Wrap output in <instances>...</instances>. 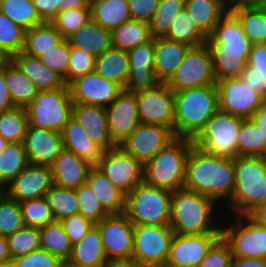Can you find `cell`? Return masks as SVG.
<instances>
[{"mask_svg": "<svg viewBox=\"0 0 266 267\" xmlns=\"http://www.w3.org/2000/svg\"><path fill=\"white\" fill-rule=\"evenodd\" d=\"M217 110L216 85L175 92L173 126L175 137L194 140Z\"/></svg>", "mask_w": 266, "mask_h": 267, "instance_id": "277c9868", "label": "cell"}, {"mask_svg": "<svg viewBox=\"0 0 266 267\" xmlns=\"http://www.w3.org/2000/svg\"><path fill=\"white\" fill-rule=\"evenodd\" d=\"M28 165L23 143L9 142L0 152V184L6 187Z\"/></svg>", "mask_w": 266, "mask_h": 267, "instance_id": "60d3db41", "label": "cell"}, {"mask_svg": "<svg viewBox=\"0 0 266 267\" xmlns=\"http://www.w3.org/2000/svg\"><path fill=\"white\" fill-rule=\"evenodd\" d=\"M11 60L39 91L60 89L66 85L64 79L58 73L52 71L37 57L21 51L13 56Z\"/></svg>", "mask_w": 266, "mask_h": 267, "instance_id": "484cf974", "label": "cell"}, {"mask_svg": "<svg viewBox=\"0 0 266 267\" xmlns=\"http://www.w3.org/2000/svg\"><path fill=\"white\" fill-rule=\"evenodd\" d=\"M189 48L165 37H155L154 71L163 83L176 72Z\"/></svg>", "mask_w": 266, "mask_h": 267, "instance_id": "f1b7e54d", "label": "cell"}, {"mask_svg": "<svg viewBox=\"0 0 266 267\" xmlns=\"http://www.w3.org/2000/svg\"><path fill=\"white\" fill-rule=\"evenodd\" d=\"M238 156L266 157V135L251 120L242 121L237 136Z\"/></svg>", "mask_w": 266, "mask_h": 267, "instance_id": "7bdbcfd3", "label": "cell"}, {"mask_svg": "<svg viewBox=\"0 0 266 267\" xmlns=\"http://www.w3.org/2000/svg\"><path fill=\"white\" fill-rule=\"evenodd\" d=\"M234 220L229 221V227L225 223L221 228V237L229 245L232 258L266 260V228L250 215H237Z\"/></svg>", "mask_w": 266, "mask_h": 267, "instance_id": "30bf717a", "label": "cell"}, {"mask_svg": "<svg viewBox=\"0 0 266 267\" xmlns=\"http://www.w3.org/2000/svg\"><path fill=\"white\" fill-rule=\"evenodd\" d=\"M73 103L108 107L122 92L116 82L98 75L95 71L73 80L69 85Z\"/></svg>", "mask_w": 266, "mask_h": 267, "instance_id": "ac0fdd59", "label": "cell"}, {"mask_svg": "<svg viewBox=\"0 0 266 267\" xmlns=\"http://www.w3.org/2000/svg\"><path fill=\"white\" fill-rule=\"evenodd\" d=\"M79 204V214L92 221L100 222L109 214L101 206L90 186L86 183L75 189Z\"/></svg>", "mask_w": 266, "mask_h": 267, "instance_id": "f5cc1de1", "label": "cell"}, {"mask_svg": "<svg viewBox=\"0 0 266 267\" xmlns=\"http://www.w3.org/2000/svg\"><path fill=\"white\" fill-rule=\"evenodd\" d=\"M170 41L196 47L207 42L208 37L195 25L187 10L182 9L164 36Z\"/></svg>", "mask_w": 266, "mask_h": 267, "instance_id": "ab89813d", "label": "cell"}, {"mask_svg": "<svg viewBox=\"0 0 266 267\" xmlns=\"http://www.w3.org/2000/svg\"><path fill=\"white\" fill-rule=\"evenodd\" d=\"M239 20L245 36L253 44L266 43V7H241L230 10Z\"/></svg>", "mask_w": 266, "mask_h": 267, "instance_id": "8d00e7d4", "label": "cell"}, {"mask_svg": "<svg viewBox=\"0 0 266 267\" xmlns=\"http://www.w3.org/2000/svg\"><path fill=\"white\" fill-rule=\"evenodd\" d=\"M72 103L68 85L60 89L39 91L25 108L29 125L61 132L72 115Z\"/></svg>", "mask_w": 266, "mask_h": 267, "instance_id": "ba28073f", "label": "cell"}, {"mask_svg": "<svg viewBox=\"0 0 266 267\" xmlns=\"http://www.w3.org/2000/svg\"><path fill=\"white\" fill-rule=\"evenodd\" d=\"M165 84L173 93L216 85L212 54L207 43L190 47L176 72Z\"/></svg>", "mask_w": 266, "mask_h": 267, "instance_id": "8fae6325", "label": "cell"}, {"mask_svg": "<svg viewBox=\"0 0 266 267\" xmlns=\"http://www.w3.org/2000/svg\"><path fill=\"white\" fill-rule=\"evenodd\" d=\"M23 223L26 227H43L56 222L45 197L20 203Z\"/></svg>", "mask_w": 266, "mask_h": 267, "instance_id": "681fc988", "label": "cell"}, {"mask_svg": "<svg viewBox=\"0 0 266 267\" xmlns=\"http://www.w3.org/2000/svg\"><path fill=\"white\" fill-rule=\"evenodd\" d=\"M28 124V115L23 107L0 112V135L7 142L23 143Z\"/></svg>", "mask_w": 266, "mask_h": 267, "instance_id": "f6af8a7d", "label": "cell"}, {"mask_svg": "<svg viewBox=\"0 0 266 267\" xmlns=\"http://www.w3.org/2000/svg\"><path fill=\"white\" fill-rule=\"evenodd\" d=\"M23 145L29 164L41 166H51L64 149L61 132L29 124Z\"/></svg>", "mask_w": 266, "mask_h": 267, "instance_id": "603a6c76", "label": "cell"}, {"mask_svg": "<svg viewBox=\"0 0 266 267\" xmlns=\"http://www.w3.org/2000/svg\"><path fill=\"white\" fill-rule=\"evenodd\" d=\"M175 138L168 127L140 123L119 146L145 165Z\"/></svg>", "mask_w": 266, "mask_h": 267, "instance_id": "2e32d148", "label": "cell"}, {"mask_svg": "<svg viewBox=\"0 0 266 267\" xmlns=\"http://www.w3.org/2000/svg\"><path fill=\"white\" fill-rule=\"evenodd\" d=\"M50 167L54 185L76 189L86 184L93 165L71 151L63 149Z\"/></svg>", "mask_w": 266, "mask_h": 267, "instance_id": "d4e9b609", "label": "cell"}, {"mask_svg": "<svg viewBox=\"0 0 266 267\" xmlns=\"http://www.w3.org/2000/svg\"><path fill=\"white\" fill-rule=\"evenodd\" d=\"M266 135V98H263L259 109L250 118Z\"/></svg>", "mask_w": 266, "mask_h": 267, "instance_id": "03108f58", "label": "cell"}, {"mask_svg": "<svg viewBox=\"0 0 266 267\" xmlns=\"http://www.w3.org/2000/svg\"><path fill=\"white\" fill-rule=\"evenodd\" d=\"M243 120L244 118L218 109L193 143L199 149L212 155L234 159L238 156L237 136Z\"/></svg>", "mask_w": 266, "mask_h": 267, "instance_id": "9c48e42d", "label": "cell"}, {"mask_svg": "<svg viewBox=\"0 0 266 267\" xmlns=\"http://www.w3.org/2000/svg\"><path fill=\"white\" fill-rule=\"evenodd\" d=\"M127 53L129 75L124 91L142 93L153 91L163 84L154 71L155 38L152 37Z\"/></svg>", "mask_w": 266, "mask_h": 267, "instance_id": "e0dca14e", "label": "cell"}, {"mask_svg": "<svg viewBox=\"0 0 266 267\" xmlns=\"http://www.w3.org/2000/svg\"><path fill=\"white\" fill-rule=\"evenodd\" d=\"M23 227L20 203L5 194L0 200V236L7 238Z\"/></svg>", "mask_w": 266, "mask_h": 267, "instance_id": "f907efd6", "label": "cell"}, {"mask_svg": "<svg viewBox=\"0 0 266 267\" xmlns=\"http://www.w3.org/2000/svg\"><path fill=\"white\" fill-rule=\"evenodd\" d=\"M10 60V58L0 49V69Z\"/></svg>", "mask_w": 266, "mask_h": 267, "instance_id": "34e18365", "label": "cell"}, {"mask_svg": "<svg viewBox=\"0 0 266 267\" xmlns=\"http://www.w3.org/2000/svg\"><path fill=\"white\" fill-rule=\"evenodd\" d=\"M0 12L24 30L44 23L40 19L32 0H0Z\"/></svg>", "mask_w": 266, "mask_h": 267, "instance_id": "ee69618b", "label": "cell"}, {"mask_svg": "<svg viewBox=\"0 0 266 267\" xmlns=\"http://www.w3.org/2000/svg\"><path fill=\"white\" fill-rule=\"evenodd\" d=\"M193 140L176 137L144 165V183L176 191L184 188L186 159Z\"/></svg>", "mask_w": 266, "mask_h": 267, "instance_id": "8992f818", "label": "cell"}, {"mask_svg": "<svg viewBox=\"0 0 266 267\" xmlns=\"http://www.w3.org/2000/svg\"><path fill=\"white\" fill-rule=\"evenodd\" d=\"M160 0H128L131 19L149 23Z\"/></svg>", "mask_w": 266, "mask_h": 267, "instance_id": "91938a15", "label": "cell"}, {"mask_svg": "<svg viewBox=\"0 0 266 267\" xmlns=\"http://www.w3.org/2000/svg\"><path fill=\"white\" fill-rule=\"evenodd\" d=\"M94 71L124 89L129 75L128 53L111 46L96 58Z\"/></svg>", "mask_w": 266, "mask_h": 267, "instance_id": "836d02e7", "label": "cell"}, {"mask_svg": "<svg viewBox=\"0 0 266 267\" xmlns=\"http://www.w3.org/2000/svg\"><path fill=\"white\" fill-rule=\"evenodd\" d=\"M11 263L14 267H62L64 262L47 251L39 249L11 259Z\"/></svg>", "mask_w": 266, "mask_h": 267, "instance_id": "6f0895ef", "label": "cell"}, {"mask_svg": "<svg viewBox=\"0 0 266 267\" xmlns=\"http://www.w3.org/2000/svg\"><path fill=\"white\" fill-rule=\"evenodd\" d=\"M0 267H14L11 262L1 264Z\"/></svg>", "mask_w": 266, "mask_h": 267, "instance_id": "b9fcfbb0", "label": "cell"}, {"mask_svg": "<svg viewBox=\"0 0 266 267\" xmlns=\"http://www.w3.org/2000/svg\"><path fill=\"white\" fill-rule=\"evenodd\" d=\"M91 20L90 7L63 9L52 21L64 39L76 32Z\"/></svg>", "mask_w": 266, "mask_h": 267, "instance_id": "816d5d0a", "label": "cell"}, {"mask_svg": "<svg viewBox=\"0 0 266 267\" xmlns=\"http://www.w3.org/2000/svg\"><path fill=\"white\" fill-rule=\"evenodd\" d=\"M70 45L67 39H63L39 59L52 71L58 73L67 85V70L69 65Z\"/></svg>", "mask_w": 266, "mask_h": 267, "instance_id": "db71d44e", "label": "cell"}, {"mask_svg": "<svg viewBox=\"0 0 266 267\" xmlns=\"http://www.w3.org/2000/svg\"><path fill=\"white\" fill-rule=\"evenodd\" d=\"M250 216L255 219L261 226L266 228V205L259 207Z\"/></svg>", "mask_w": 266, "mask_h": 267, "instance_id": "8c879c8a", "label": "cell"}, {"mask_svg": "<svg viewBox=\"0 0 266 267\" xmlns=\"http://www.w3.org/2000/svg\"><path fill=\"white\" fill-rule=\"evenodd\" d=\"M213 198L185 188L172 192L169 227L178 235L221 233L222 224H216Z\"/></svg>", "mask_w": 266, "mask_h": 267, "instance_id": "3957f363", "label": "cell"}, {"mask_svg": "<svg viewBox=\"0 0 266 267\" xmlns=\"http://www.w3.org/2000/svg\"><path fill=\"white\" fill-rule=\"evenodd\" d=\"M5 194H6V187L0 184V200L5 196Z\"/></svg>", "mask_w": 266, "mask_h": 267, "instance_id": "2a66077c", "label": "cell"}, {"mask_svg": "<svg viewBox=\"0 0 266 267\" xmlns=\"http://www.w3.org/2000/svg\"><path fill=\"white\" fill-rule=\"evenodd\" d=\"M95 225L109 263L132 260L134 224L124 213L110 214Z\"/></svg>", "mask_w": 266, "mask_h": 267, "instance_id": "5bb4252c", "label": "cell"}, {"mask_svg": "<svg viewBox=\"0 0 266 267\" xmlns=\"http://www.w3.org/2000/svg\"><path fill=\"white\" fill-rule=\"evenodd\" d=\"M234 169L235 189L226 207L236 215H251L266 205V157L237 156Z\"/></svg>", "mask_w": 266, "mask_h": 267, "instance_id": "5b68a950", "label": "cell"}, {"mask_svg": "<svg viewBox=\"0 0 266 267\" xmlns=\"http://www.w3.org/2000/svg\"><path fill=\"white\" fill-rule=\"evenodd\" d=\"M8 262H11V257L8 250L7 238L0 236V265Z\"/></svg>", "mask_w": 266, "mask_h": 267, "instance_id": "2644e50d", "label": "cell"}, {"mask_svg": "<svg viewBox=\"0 0 266 267\" xmlns=\"http://www.w3.org/2000/svg\"><path fill=\"white\" fill-rule=\"evenodd\" d=\"M216 82L240 78L253 43L245 36L238 18L229 10L208 36Z\"/></svg>", "mask_w": 266, "mask_h": 267, "instance_id": "7a4b0ae2", "label": "cell"}, {"mask_svg": "<svg viewBox=\"0 0 266 267\" xmlns=\"http://www.w3.org/2000/svg\"><path fill=\"white\" fill-rule=\"evenodd\" d=\"M5 80L15 107L26 108L39 93L37 87L11 59L5 64Z\"/></svg>", "mask_w": 266, "mask_h": 267, "instance_id": "d590c367", "label": "cell"}, {"mask_svg": "<svg viewBox=\"0 0 266 267\" xmlns=\"http://www.w3.org/2000/svg\"><path fill=\"white\" fill-rule=\"evenodd\" d=\"M232 260L229 245L220 237L198 267H232Z\"/></svg>", "mask_w": 266, "mask_h": 267, "instance_id": "9f6ffc18", "label": "cell"}, {"mask_svg": "<svg viewBox=\"0 0 266 267\" xmlns=\"http://www.w3.org/2000/svg\"><path fill=\"white\" fill-rule=\"evenodd\" d=\"M72 245L79 243L95 225L81 214L72 215L60 221Z\"/></svg>", "mask_w": 266, "mask_h": 267, "instance_id": "680465c9", "label": "cell"}, {"mask_svg": "<svg viewBox=\"0 0 266 267\" xmlns=\"http://www.w3.org/2000/svg\"><path fill=\"white\" fill-rule=\"evenodd\" d=\"M12 98L5 80V65L0 69V112L14 108Z\"/></svg>", "mask_w": 266, "mask_h": 267, "instance_id": "e7e4bbea", "label": "cell"}, {"mask_svg": "<svg viewBox=\"0 0 266 267\" xmlns=\"http://www.w3.org/2000/svg\"><path fill=\"white\" fill-rule=\"evenodd\" d=\"M40 248L66 263L72 253V244L60 222L39 228Z\"/></svg>", "mask_w": 266, "mask_h": 267, "instance_id": "f35d334b", "label": "cell"}, {"mask_svg": "<svg viewBox=\"0 0 266 267\" xmlns=\"http://www.w3.org/2000/svg\"><path fill=\"white\" fill-rule=\"evenodd\" d=\"M108 267H147L137 261H118L110 263Z\"/></svg>", "mask_w": 266, "mask_h": 267, "instance_id": "753ad0ef", "label": "cell"}, {"mask_svg": "<svg viewBox=\"0 0 266 267\" xmlns=\"http://www.w3.org/2000/svg\"><path fill=\"white\" fill-rule=\"evenodd\" d=\"M228 9L265 6L266 0H227Z\"/></svg>", "mask_w": 266, "mask_h": 267, "instance_id": "a7ac6f4b", "label": "cell"}, {"mask_svg": "<svg viewBox=\"0 0 266 267\" xmlns=\"http://www.w3.org/2000/svg\"><path fill=\"white\" fill-rule=\"evenodd\" d=\"M86 130V135L103 151L117 146L109 133L104 107L72 103V115Z\"/></svg>", "mask_w": 266, "mask_h": 267, "instance_id": "cb8c5ba5", "label": "cell"}, {"mask_svg": "<svg viewBox=\"0 0 266 267\" xmlns=\"http://www.w3.org/2000/svg\"><path fill=\"white\" fill-rule=\"evenodd\" d=\"M232 267H266V260L247 257L233 258Z\"/></svg>", "mask_w": 266, "mask_h": 267, "instance_id": "003e7915", "label": "cell"}, {"mask_svg": "<svg viewBox=\"0 0 266 267\" xmlns=\"http://www.w3.org/2000/svg\"><path fill=\"white\" fill-rule=\"evenodd\" d=\"M174 234L169 226L134 225L132 260L147 267H165Z\"/></svg>", "mask_w": 266, "mask_h": 267, "instance_id": "7c38bea8", "label": "cell"}, {"mask_svg": "<svg viewBox=\"0 0 266 267\" xmlns=\"http://www.w3.org/2000/svg\"><path fill=\"white\" fill-rule=\"evenodd\" d=\"M56 222L79 214L75 189L53 185L44 196Z\"/></svg>", "mask_w": 266, "mask_h": 267, "instance_id": "b9f144b4", "label": "cell"}, {"mask_svg": "<svg viewBox=\"0 0 266 267\" xmlns=\"http://www.w3.org/2000/svg\"><path fill=\"white\" fill-rule=\"evenodd\" d=\"M140 123L174 126V93L163 83L153 91L136 93Z\"/></svg>", "mask_w": 266, "mask_h": 267, "instance_id": "d6986e66", "label": "cell"}, {"mask_svg": "<svg viewBox=\"0 0 266 267\" xmlns=\"http://www.w3.org/2000/svg\"><path fill=\"white\" fill-rule=\"evenodd\" d=\"M25 30L0 12V49L11 59L24 47Z\"/></svg>", "mask_w": 266, "mask_h": 267, "instance_id": "7dc6e473", "label": "cell"}, {"mask_svg": "<svg viewBox=\"0 0 266 267\" xmlns=\"http://www.w3.org/2000/svg\"><path fill=\"white\" fill-rule=\"evenodd\" d=\"M172 191L137 185L125 200L124 214L134 225L169 226Z\"/></svg>", "mask_w": 266, "mask_h": 267, "instance_id": "52a82bcc", "label": "cell"}, {"mask_svg": "<svg viewBox=\"0 0 266 267\" xmlns=\"http://www.w3.org/2000/svg\"><path fill=\"white\" fill-rule=\"evenodd\" d=\"M62 267H75V266L69 265L68 263H63Z\"/></svg>", "mask_w": 266, "mask_h": 267, "instance_id": "09005b40", "label": "cell"}, {"mask_svg": "<svg viewBox=\"0 0 266 267\" xmlns=\"http://www.w3.org/2000/svg\"><path fill=\"white\" fill-rule=\"evenodd\" d=\"M60 10L90 7L89 0H57Z\"/></svg>", "mask_w": 266, "mask_h": 267, "instance_id": "89a4df30", "label": "cell"}, {"mask_svg": "<svg viewBox=\"0 0 266 267\" xmlns=\"http://www.w3.org/2000/svg\"><path fill=\"white\" fill-rule=\"evenodd\" d=\"M185 8V0H160L148 23L153 38L164 37L178 15Z\"/></svg>", "mask_w": 266, "mask_h": 267, "instance_id": "bcb514c9", "label": "cell"}, {"mask_svg": "<svg viewBox=\"0 0 266 267\" xmlns=\"http://www.w3.org/2000/svg\"><path fill=\"white\" fill-rule=\"evenodd\" d=\"M96 57L87 52L70 47L69 65L67 70V85L78 77L94 71Z\"/></svg>", "mask_w": 266, "mask_h": 267, "instance_id": "11a10c76", "label": "cell"}, {"mask_svg": "<svg viewBox=\"0 0 266 267\" xmlns=\"http://www.w3.org/2000/svg\"><path fill=\"white\" fill-rule=\"evenodd\" d=\"M66 39L70 47L83 50L96 58L111 47V32L93 20H90Z\"/></svg>", "mask_w": 266, "mask_h": 267, "instance_id": "4dcf8cb0", "label": "cell"}, {"mask_svg": "<svg viewBox=\"0 0 266 267\" xmlns=\"http://www.w3.org/2000/svg\"><path fill=\"white\" fill-rule=\"evenodd\" d=\"M40 19L45 23H52L61 11L57 0H32Z\"/></svg>", "mask_w": 266, "mask_h": 267, "instance_id": "6125c7cd", "label": "cell"}, {"mask_svg": "<svg viewBox=\"0 0 266 267\" xmlns=\"http://www.w3.org/2000/svg\"><path fill=\"white\" fill-rule=\"evenodd\" d=\"M95 166L125 196L137 185L144 183V165L119 145L103 151Z\"/></svg>", "mask_w": 266, "mask_h": 267, "instance_id": "4fadbf2b", "label": "cell"}, {"mask_svg": "<svg viewBox=\"0 0 266 267\" xmlns=\"http://www.w3.org/2000/svg\"><path fill=\"white\" fill-rule=\"evenodd\" d=\"M64 38L52 23H42L25 30L22 52L40 58L59 44Z\"/></svg>", "mask_w": 266, "mask_h": 267, "instance_id": "e575fe53", "label": "cell"}, {"mask_svg": "<svg viewBox=\"0 0 266 267\" xmlns=\"http://www.w3.org/2000/svg\"><path fill=\"white\" fill-rule=\"evenodd\" d=\"M53 185L50 166L29 164L6 186V194L22 203L27 200L44 197Z\"/></svg>", "mask_w": 266, "mask_h": 267, "instance_id": "7402d4cb", "label": "cell"}, {"mask_svg": "<svg viewBox=\"0 0 266 267\" xmlns=\"http://www.w3.org/2000/svg\"><path fill=\"white\" fill-rule=\"evenodd\" d=\"M63 148L76 154L78 157L96 165L103 150L87 135L86 130L72 116L61 130Z\"/></svg>", "mask_w": 266, "mask_h": 267, "instance_id": "83f0119b", "label": "cell"}, {"mask_svg": "<svg viewBox=\"0 0 266 267\" xmlns=\"http://www.w3.org/2000/svg\"><path fill=\"white\" fill-rule=\"evenodd\" d=\"M7 242L11 259L37 251L41 249L39 228L24 226L19 231L8 236Z\"/></svg>", "mask_w": 266, "mask_h": 267, "instance_id": "c3c4849f", "label": "cell"}, {"mask_svg": "<svg viewBox=\"0 0 266 267\" xmlns=\"http://www.w3.org/2000/svg\"><path fill=\"white\" fill-rule=\"evenodd\" d=\"M75 267H108L99 229L94 225L84 238L72 246V253L68 261Z\"/></svg>", "mask_w": 266, "mask_h": 267, "instance_id": "4316f807", "label": "cell"}, {"mask_svg": "<svg viewBox=\"0 0 266 267\" xmlns=\"http://www.w3.org/2000/svg\"><path fill=\"white\" fill-rule=\"evenodd\" d=\"M184 188L229 201L235 189L234 159L212 155L193 145L186 159Z\"/></svg>", "mask_w": 266, "mask_h": 267, "instance_id": "6da1fadb", "label": "cell"}, {"mask_svg": "<svg viewBox=\"0 0 266 267\" xmlns=\"http://www.w3.org/2000/svg\"><path fill=\"white\" fill-rule=\"evenodd\" d=\"M247 65L254 68V72L266 78V43L253 44L247 59Z\"/></svg>", "mask_w": 266, "mask_h": 267, "instance_id": "94428289", "label": "cell"}, {"mask_svg": "<svg viewBox=\"0 0 266 267\" xmlns=\"http://www.w3.org/2000/svg\"><path fill=\"white\" fill-rule=\"evenodd\" d=\"M108 130L113 142L119 145L140 124L135 94L122 90L105 108Z\"/></svg>", "mask_w": 266, "mask_h": 267, "instance_id": "44dd1931", "label": "cell"}, {"mask_svg": "<svg viewBox=\"0 0 266 267\" xmlns=\"http://www.w3.org/2000/svg\"><path fill=\"white\" fill-rule=\"evenodd\" d=\"M185 9L195 25L207 37L229 11L227 0H185Z\"/></svg>", "mask_w": 266, "mask_h": 267, "instance_id": "1f68e13d", "label": "cell"}, {"mask_svg": "<svg viewBox=\"0 0 266 267\" xmlns=\"http://www.w3.org/2000/svg\"><path fill=\"white\" fill-rule=\"evenodd\" d=\"M216 87L218 109L233 116L250 119L263 100V97L241 78L219 80Z\"/></svg>", "mask_w": 266, "mask_h": 267, "instance_id": "9a60e30c", "label": "cell"}, {"mask_svg": "<svg viewBox=\"0 0 266 267\" xmlns=\"http://www.w3.org/2000/svg\"><path fill=\"white\" fill-rule=\"evenodd\" d=\"M86 183L109 215L125 212L126 196L95 165L90 169Z\"/></svg>", "mask_w": 266, "mask_h": 267, "instance_id": "f546056e", "label": "cell"}, {"mask_svg": "<svg viewBox=\"0 0 266 267\" xmlns=\"http://www.w3.org/2000/svg\"><path fill=\"white\" fill-rule=\"evenodd\" d=\"M151 38L148 23L130 19L111 32V46L129 52Z\"/></svg>", "mask_w": 266, "mask_h": 267, "instance_id": "74e56055", "label": "cell"}, {"mask_svg": "<svg viewBox=\"0 0 266 267\" xmlns=\"http://www.w3.org/2000/svg\"><path fill=\"white\" fill-rule=\"evenodd\" d=\"M91 20L112 32L131 19L128 0L90 1Z\"/></svg>", "mask_w": 266, "mask_h": 267, "instance_id": "d6a6232c", "label": "cell"}, {"mask_svg": "<svg viewBox=\"0 0 266 267\" xmlns=\"http://www.w3.org/2000/svg\"><path fill=\"white\" fill-rule=\"evenodd\" d=\"M221 233L174 234L165 267H198Z\"/></svg>", "mask_w": 266, "mask_h": 267, "instance_id": "ffe728a7", "label": "cell"}, {"mask_svg": "<svg viewBox=\"0 0 266 267\" xmlns=\"http://www.w3.org/2000/svg\"><path fill=\"white\" fill-rule=\"evenodd\" d=\"M240 78L251 89L257 91L263 98H266V78L254 72V68L247 65Z\"/></svg>", "mask_w": 266, "mask_h": 267, "instance_id": "be15d7a7", "label": "cell"}, {"mask_svg": "<svg viewBox=\"0 0 266 267\" xmlns=\"http://www.w3.org/2000/svg\"><path fill=\"white\" fill-rule=\"evenodd\" d=\"M9 142H7L1 135H0V152L6 147V145Z\"/></svg>", "mask_w": 266, "mask_h": 267, "instance_id": "11e5206c", "label": "cell"}]
</instances>
